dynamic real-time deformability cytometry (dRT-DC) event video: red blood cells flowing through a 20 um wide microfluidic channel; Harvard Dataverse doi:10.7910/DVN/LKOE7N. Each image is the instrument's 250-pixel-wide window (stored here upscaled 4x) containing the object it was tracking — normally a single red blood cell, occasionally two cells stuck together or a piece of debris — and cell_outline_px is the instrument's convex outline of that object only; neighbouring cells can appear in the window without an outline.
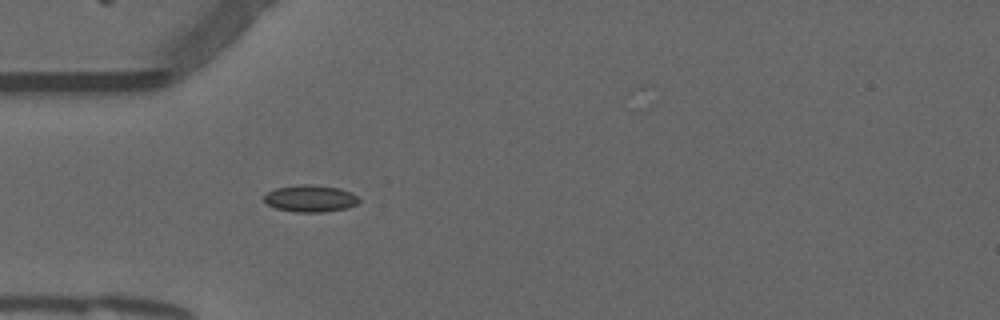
{"species": "common noctule bat (a hibernating species)", "species_latin": "Nyctalus noctula", "temperature_condition": "warm", "stored_images_in_passage": 38, "camera_frame_rate_fps": 3000, "um_per_image_px": 0.085, "animal": {"sex": "male", "forearm_length_mm": 52.5}, "frame": {"image": 1, "passage_image": 1, "time_ms": 0.0, "image_size_px": [1000, 320], "cell_outline_px": [[360, 200], [356, 204], [344, 208], [324, 212], [296, 212], [276, 208], [268, 204], [264, 200], [264, 196], [268, 192], [276, 188], [300, 184], [308, 184], [340, 188], [352, 192]], "centroid_in_image_um": [26.38, 16.86], "position_along_channel_um": 58.6, "area_um2": 14.74}}
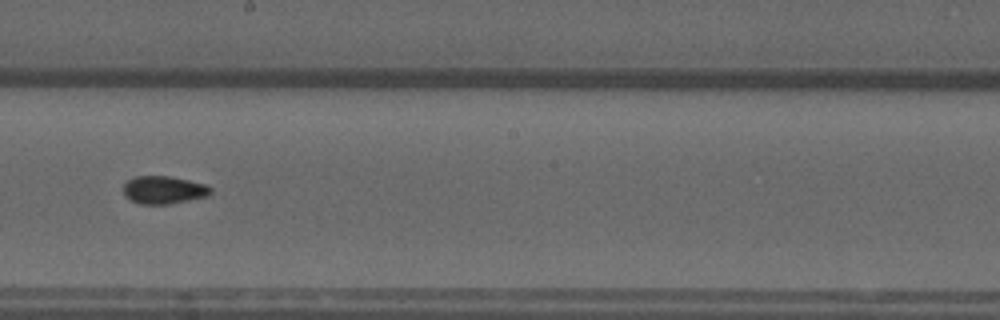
{"frame": {"image": 2, "passage_image": 15, "time_ms": 4.667, "image_size_px": [1000, 320], "cell_outline_px": [[212, 192], [208, 196], [168, 204], [140, 204], [124, 196], [124, 184], [128, 180], [136, 176], [168, 176], [208, 184], [212, 188]], "centroid_in_image_um": [13.94, 16.14], "position_along_channel_um": 234.3, "area_um2": 14.16}}
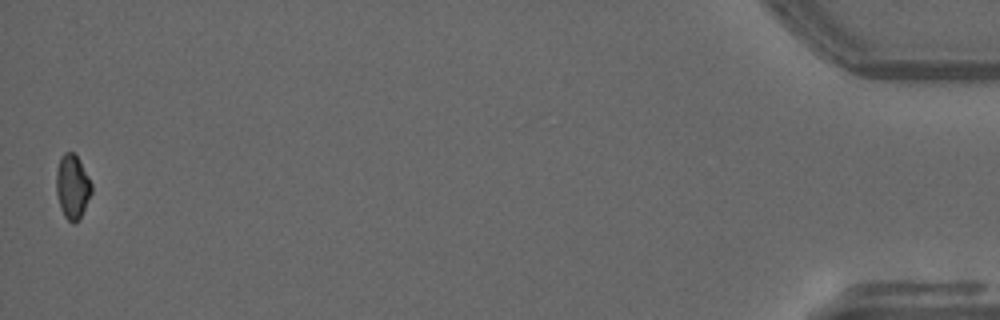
{"frame": {"image": 3, "passage_image": 38, "time_ms": 12.333, "image_size_px": [1000, 320], "cell_outline_px": [[92, 192], [76, 224], [72, 224], [64, 216], [60, 208], [56, 192], [56, 168], [60, 156], [64, 152], [72, 152], [80, 160], [92, 184]], "centroid_in_image_um": [6.13, 15.85], "position_along_channel_um": 429.1, "area_um2": 13.29}, "authors_computed_cell_mechanics": {"area_um2": 13.9876, "velocity_mm_per_s": 3.824, "shape_relaxation_time_tau1_ms": null, "shape_relaxation_time_tau2_ms": 1.8659, "deformation_change_tau1": null, "deformation_change_tau2": 0.0409}}